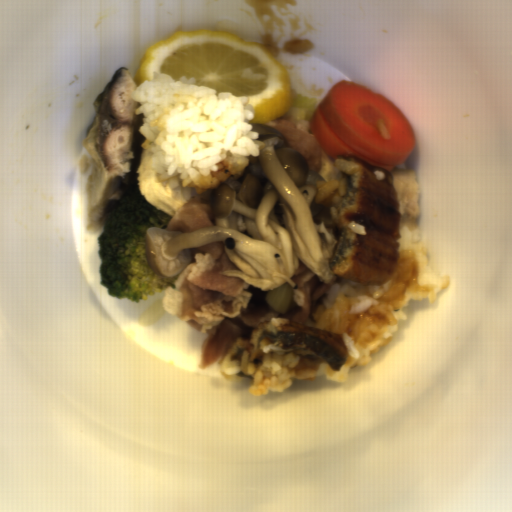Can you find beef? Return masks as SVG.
<instances>
[{"label": "beef", "instance_id": "obj_3", "mask_svg": "<svg viewBox=\"0 0 512 512\" xmlns=\"http://www.w3.org/2000/svg\"><path fill=\"white\" fill-rule=\"evenodd\" d=\"M212 194L213 189L194 193L175 209L165 230H179L187 233L213 227L215 223L210 212Z\"/></svg>", "mask_w": 512, "mask_h": 512}, {"label": "beef", "instance_id": "obj_2", "mask_svg": "<svg viewBox=\"0 0 512 512\" xmlns=\"http://www.w3.org/2000/svg\"><path fill=\"white\" fill-rule=\"evenodd\" d=\"M270 127L281 133L295 149L303 153L309 166L324 178L316 183L310 203L322 204L338 223L339 203L348 191L349 182L335 159L330 157L311 127L284 119Z\"/></svg>", "mask_w": 512, "mask_h": 512}, {"label": "beef", "instance_id": "obj_1", "mask_svg": "<svg viewBox=\"0 0 512 512\" xmlns=\"http://www.w3.org/2000/svg\"><path fill=\"white\" fill-rule=\"evenodd\" d=\"M239 270L229 258L224 242L192 248L190 262L170 287L160 294L163 310L203 334L199 367L217 361L237 339L251 340L262 323L292 321L316 326L327 310L323 300L332 285L325 283L300 261L289 284L260 290L234 276Z\"/></svg>", "mask_w": 512, "mask_h": 512}]
</instances>
